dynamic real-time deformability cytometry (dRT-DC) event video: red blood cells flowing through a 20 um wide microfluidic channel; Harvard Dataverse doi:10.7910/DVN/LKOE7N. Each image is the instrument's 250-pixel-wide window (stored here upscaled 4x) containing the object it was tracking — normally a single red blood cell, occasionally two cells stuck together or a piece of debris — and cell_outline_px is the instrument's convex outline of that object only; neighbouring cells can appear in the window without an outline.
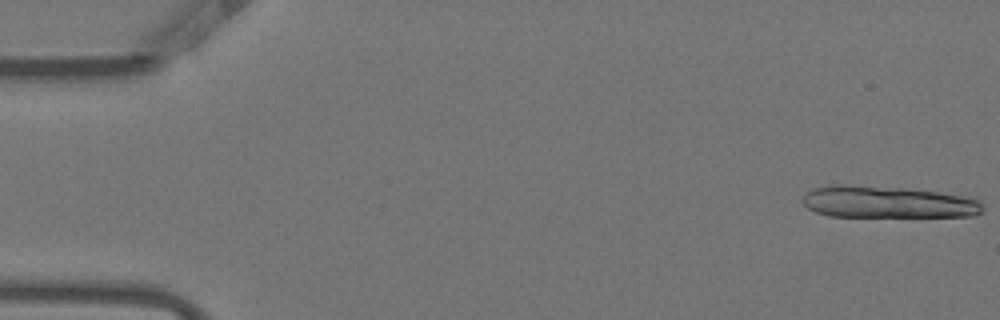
{"species": "Egyptian fruit bat (a non-hibernating species)", "species_latin": "Rousettus aegyptiacus", "temperature_condition": "warm", "stored_images_in_passage": 12, "camera_frame_rate_fps": 3000, "um_per_image_px": 0.085, "animal": {"sex": "female"}, "frame": {"image": 1, "passage_image": 1, "time_ms": 0.0, "image_size_px": [1000, 320], "cell_outline_px": [[984, 208], [976, 216], [828, 216], [816, 212], [808, 208], [800, 200], [812, 188], [828, 184], [844, 184], [904, 188], [936, 192], [964, 196], [980, 200], [984, 204]], "centroid_in_image_um": [75.42, 17.17], "position_along_channel_um": 9.6, "area_um2": 33.58}}